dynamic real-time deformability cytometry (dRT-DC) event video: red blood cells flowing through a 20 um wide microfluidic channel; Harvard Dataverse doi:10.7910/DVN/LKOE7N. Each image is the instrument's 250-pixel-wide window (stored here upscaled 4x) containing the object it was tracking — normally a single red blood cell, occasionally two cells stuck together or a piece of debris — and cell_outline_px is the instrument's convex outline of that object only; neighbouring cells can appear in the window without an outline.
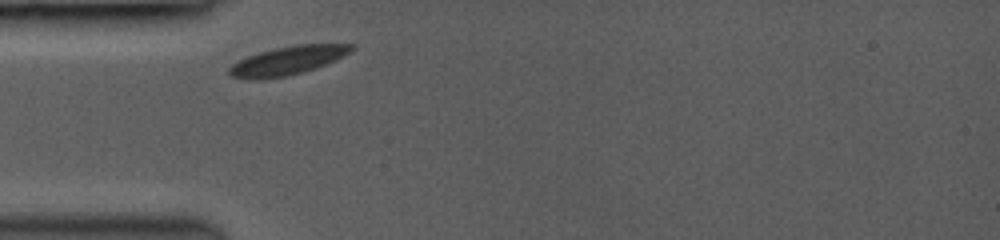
{"species": "common noctule bat (a hibernating species)", "species_latin": "Nyctalus noctula", "temperature_condition": "room temperature", "stored_images_in_passage": 2, "camera_frame_rate_fps": 3000, "um_per_image_px": 0.085, "animal": {"sex": "female", "body_mass_g": 19.0, "forearm_length_mm": 53.3}, "frame": {"image": 1, "passage_image": 1, "time_ms": 0.0, "image_size_px": [1000, 240], "cell_outline_px": [[356, 48], [352, 52], [316, 68], [304, 72], [288, 76], [264, 80], [248, 80], [232, 76], [228, 72], [228, 68], [236, 60], [272, 48], [300, 44], [356, 44]], "centroid_in_image_um": [24.43, 5.16], "position_along_channel_um": 60.6, "area_um2": 20.75}}